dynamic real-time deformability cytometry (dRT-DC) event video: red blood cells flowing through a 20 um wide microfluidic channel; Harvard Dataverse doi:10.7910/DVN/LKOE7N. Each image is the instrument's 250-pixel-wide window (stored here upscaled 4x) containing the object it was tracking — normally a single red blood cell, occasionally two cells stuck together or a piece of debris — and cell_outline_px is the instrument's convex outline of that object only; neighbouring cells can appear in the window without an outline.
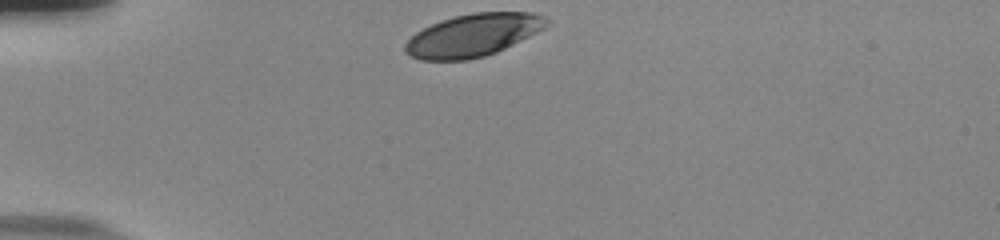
{"species": "human", "species_latin": "Homo sapiens", "temperature_condition": "room temperature", "stored_images_in_passage": 32, "camera_frame_rate_fps": 3000, "um_per_image_px": 0.085, "donor": {"sex": "male"}, "frame": {"image": 1, "passage_image": 1, "time_ms": 0.0, "image_size_px": [1000, 240], "cell_outline_px": [[552, 20], [544, 28], [496, 52], [484, 56], [468, 60], [420, 60], [408, 56], [404, 52], [404, 44], [416, 32], [440, 20], [472, 12], [532, 12], [544, 16]], "centroid_in_image_um": [40.19, 2.99], "position_along_channel_um": 44.8, "area_um2": 35.08}}
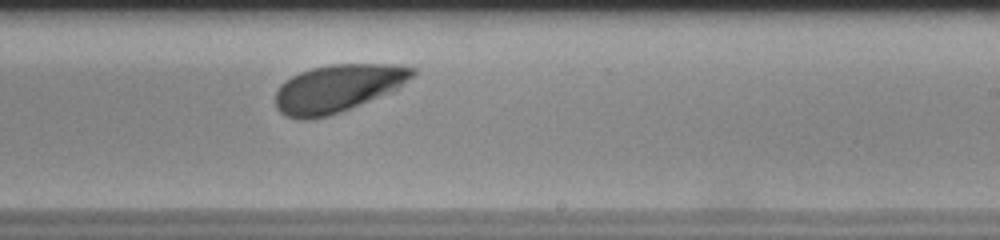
{"frame": {"image": 2, "passage_image": 21, "time_ms": 6.667, "image_size_px": [1000, 240], "cell_outline_px": [[416, 72], [400, 88], [340, 112], [328, 116], [308, 120], [300, 120], [288, 116], [280, 112], [276, 108], [276, 92], [280, 84], [284, 80], [300, 72], [312, 68], [328, 64], [400, 64], [416, 68]], "centroid_in_image_um": [28.71, 7.5], "position_along_channel_um": 260.3, "area_um2": 38.15}}
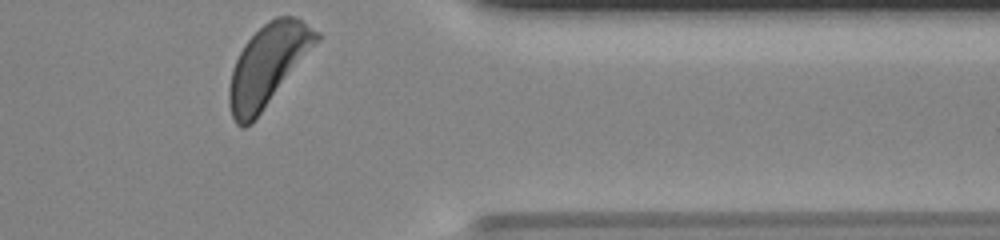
{"frame": {"image": 3, "passage_image": 32, "time_ms": 10.333, "image_size_px": [1000, 240], "cell_outline_px": [[320, 40], [252, 124], [244, 128], [240, 128], [236, 124], [232, 116], [228, 104], [228, 88], [232, 68], [244, 44], [268, 20], [276, 16], [296, 16], [320, 32]], "centroid_in_image_um": [22.76, 5.56], "position_along_channel_um": 388.6, "area_um2": 41.38}, "authors_computed_cell_mechanics": {"area_um2": 37.8012, "velocity_mm_per_s": 3.7642, "shape_relaxation_time_tau1_ms": 0.7999, "shape_relaxation_time_tau2_ms": null, "deformation_change_tau1": 0.0766, "deformation_change_tau2": null}}